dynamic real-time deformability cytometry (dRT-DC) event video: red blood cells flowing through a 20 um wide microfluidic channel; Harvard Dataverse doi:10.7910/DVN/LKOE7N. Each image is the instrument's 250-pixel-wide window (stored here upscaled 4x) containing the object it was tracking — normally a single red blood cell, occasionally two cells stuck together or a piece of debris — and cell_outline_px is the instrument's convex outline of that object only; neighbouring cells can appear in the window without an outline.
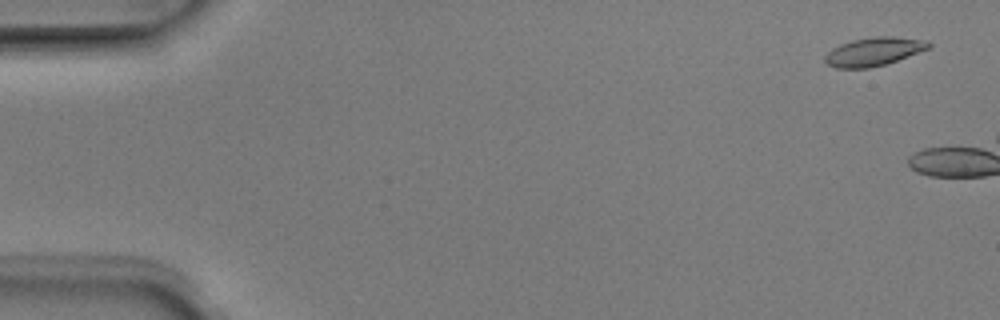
{"species": "Egyptian fruit bat (a non-hibernating species)", "species_latin": "Rousettus aegyptiacus", "temperature_condition": "room temperature", "stored_images_in_passage": 3, "camera_frame_rate_fps": 3000, "um_per_image_px": 0.085, "animal": {"sex": "male"}, "frame": {"image": 1, "passage_image": 1, "time_ms": 0.0, "image_size_px": [1000, 320], "cell_outline_px": [[932, 44], [928, 48], [896, 60], [884, 64], [868, 68], [836, 68], [828, 64], [824, 60], [824, 56], [832, 48], [840, 44], [852, 40], [876, 36], [892, 36], [928, 40]], "centroid_in_image_um": [74.24, 4.37], "position_along_channel_um": 10.8, "area_um2": 16.99}}